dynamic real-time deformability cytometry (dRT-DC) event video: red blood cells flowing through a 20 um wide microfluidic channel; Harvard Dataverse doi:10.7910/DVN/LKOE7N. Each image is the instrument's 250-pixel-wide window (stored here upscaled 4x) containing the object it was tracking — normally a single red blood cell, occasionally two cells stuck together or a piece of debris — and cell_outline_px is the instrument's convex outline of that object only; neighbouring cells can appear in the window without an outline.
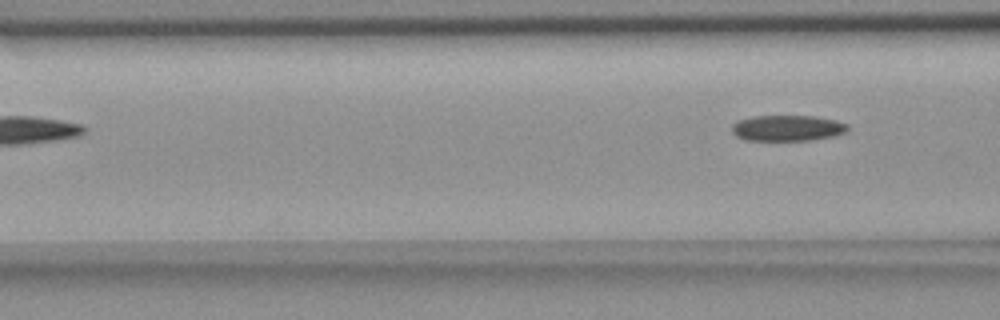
{"species": "common noctule bat (a hibernating species)", "species_latin": "Nyctalus noctula", "temperature_condition": "room temperature", "stored_images_in_passage": 6, "camera_frame_rate_fps": 3000, "um_per_image_px": 0.085, "animal": {"sex": "female", "body_mass_g": 18.4}, "frame": {"image": 1, "passage_image": 6, "time_ms": 6.667, "image_size_px": [1000, 320], "cell_outline_px": [[848, 132], [836, 136], [808, 140], [744, 140], [736, 136], [732, 132], [732, 124], [740, 120], [752, 116], [812, 116], [836, 120], [848, 124]], "centroid_in_image_um": [66.95, 10.89], "position_along_channel_um": 99.6, "area_um2": 17.51}}